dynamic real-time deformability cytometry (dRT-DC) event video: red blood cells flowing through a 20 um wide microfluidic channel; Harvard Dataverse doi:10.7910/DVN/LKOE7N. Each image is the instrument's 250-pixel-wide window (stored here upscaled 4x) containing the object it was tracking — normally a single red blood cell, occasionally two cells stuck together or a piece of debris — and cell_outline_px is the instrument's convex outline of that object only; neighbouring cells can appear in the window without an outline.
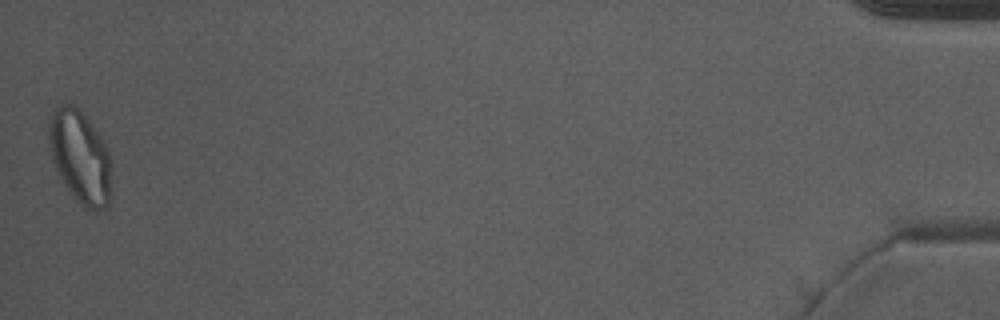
{"species": "Egyptian fruit bat (a non-hibernating species)", "species_latin": "Rousettus aegyptiacus", "temperature_condition": "warm", "stored_images_in_passage": 40, "camera_frame_rate_fps": 3000, "um_per_image_px": 0.085, "animal": {"sex": "male"}, "frame": {"image": 1, "passage_image": 40, "time_ms": 13.0, "image_size_px": [1000, 320], "cell_outline_px": [[112, 168], [108, 208], [96, 212], [84, 208], [72, 196], [64, 184], [56, 168], [48, 144], [48, 120], [56, 108], [60, 104], [72, 104], [80, 108], [100, 136], [108, 148], [112, 164]], "centroid_in_image_um": [6.83, 13.35], "position_along_channel_um": 428.4, "area_um2": 34.39}, "authors_computed_cell_mechanics": {"area_um2": 28.2064, "velocity_mm_per_s": 3.9586, "shape_relaxation_time_tau1_ms": null, "shape_relaxation_time_tau2_ms": 0.6999, "deformation_change_tau1": null, "deformation_change_tau2": 0.0606}}